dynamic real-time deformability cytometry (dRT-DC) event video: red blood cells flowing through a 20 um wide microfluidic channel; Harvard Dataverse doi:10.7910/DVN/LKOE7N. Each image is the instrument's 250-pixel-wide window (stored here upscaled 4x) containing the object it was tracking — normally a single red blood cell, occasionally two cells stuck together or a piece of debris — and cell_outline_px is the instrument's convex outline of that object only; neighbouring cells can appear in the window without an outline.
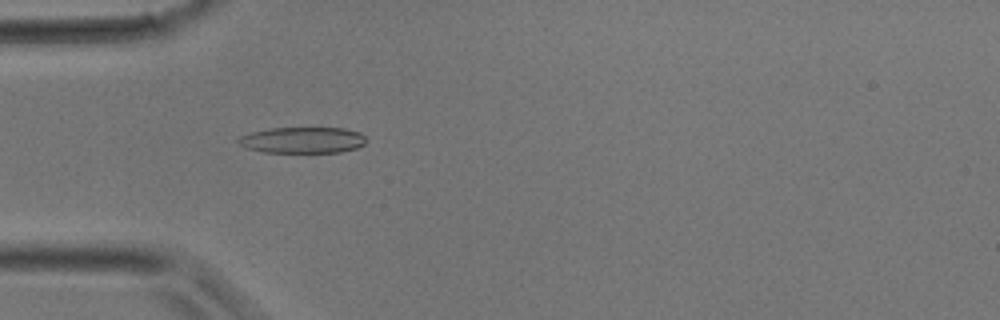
{"species": "common noctule bat (a hibernating species)", "species_latin": "Nyctalus noctula", "temperature_condition": "room temperature", "stored_images_in_passage": 36, "camera_frame_rate_fps": 3000, "um_per_image_px": 0.085, "animal": {"sex": "male", "body_mass_g": 17.9}, "frame": {"image": 1, "passage_image": 11, "time_ms": 3.333, "image_size_px": [1000, 320], "cell_outline_px": [[368, 140], [364, 144], [356, 148], [340, 152], [264, 152], [244, 148], [236, 140], [240, 136], [252, 132], [268, 128], [344, 128], [360, 132]], "centroid_in_image_um": [25.72, 11.9], "position_along_channel_um": 59.3, "area_um2": 19.54}}
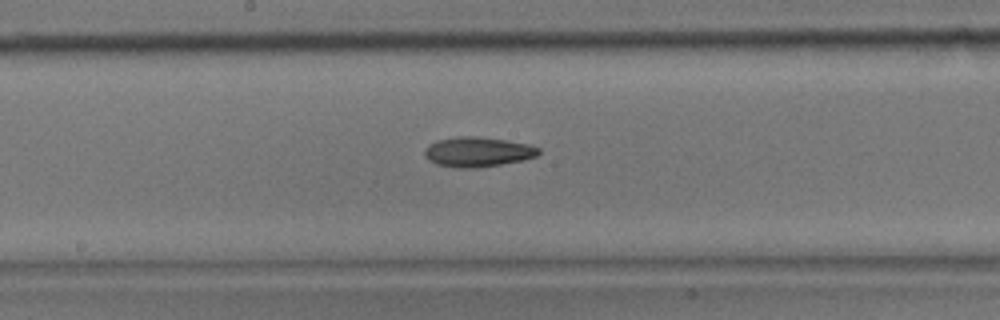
{"frame": {"image": 2, "passage_image": 19, "time_ms": 6.0, "image_size_px": [1000, 320], "cell_outline_px": [[540, 152], [536, 156], [524, 160], [476, 168], [460, 168], [436, 164], [428, 160], [424, 156], [424, 148], [428, 144], [436, 140], [460, 136], [476, 136], [504, 140], [528, 144], [540, 148]], "centroid_in_image_um": [40.57, 12.91], "position_along_channel_um": 207.6, "area_um2": 19.88}}
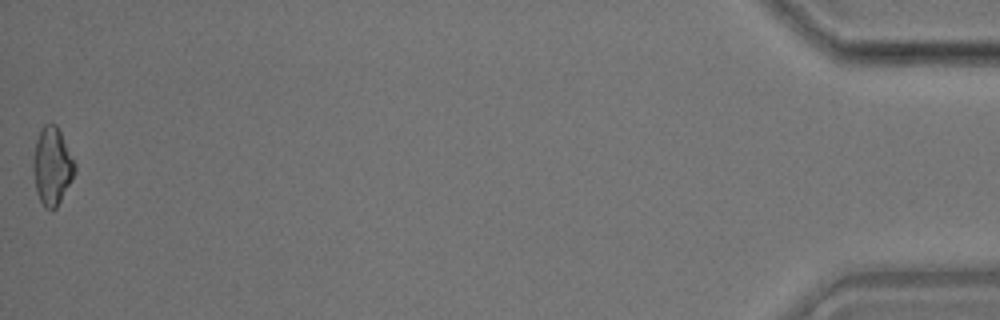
{"frame": {"image": 3, "passage_image": 36, "time_ms": 11.667, "image_size_px": [1000, 320], "cell_outline_px": [[76, 172], [72, 180], [56, 208], [52, 212], [44, 208], [36, 192], [32, 168], [32, 160], [36, 140], [40, 128], [44, 124], [56, 124], [76, 164]], "centroid_in_image_um": [4.41, 14.15], "position_along_channel_um": 430.8, "area_um2": 19.07}}